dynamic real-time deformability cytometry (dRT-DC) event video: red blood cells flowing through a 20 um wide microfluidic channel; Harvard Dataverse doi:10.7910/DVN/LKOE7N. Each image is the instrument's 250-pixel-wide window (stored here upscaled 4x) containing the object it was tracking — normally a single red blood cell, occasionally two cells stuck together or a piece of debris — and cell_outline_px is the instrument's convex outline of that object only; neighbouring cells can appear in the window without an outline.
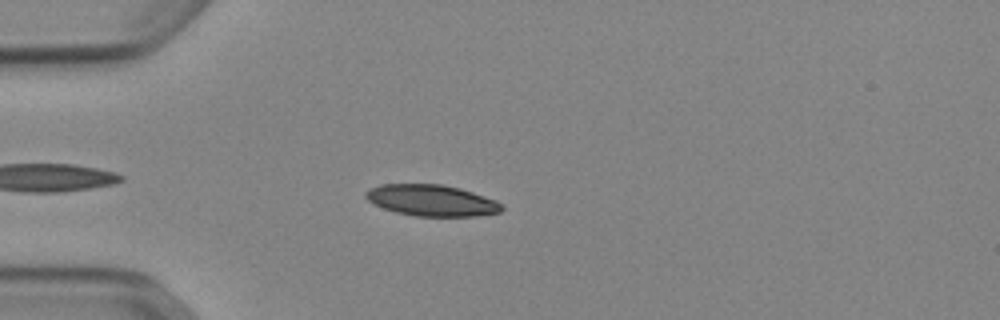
{"species": "Egyptian fruit bat (a non-hibernating species)", "species_latin": "Rousettus aegyptiacus", "temperature_condition": "cold", "stored_images_in_passage": 34, "camera_frame_rate_fps": 3000, "um_per_image_px": 0.085, "animal": {"sex": "female"}, "frame": {"image": 1, "passage_image": 1, "time_ms": 0.0, "image_size_px": [1000, 320], "cell_outline_px": [[504, 208], [500, 212], [476, 216], [416, 216], [396, 212], [384, 208], [368, 200], [364, 196], [364, 192], [380, 184], [440, 184], [460, 188], [496, 200], [504, 204]], "centroid_in_image_um": [36.72, 17.03], "position_along_channel_um": 48.3, "area_um2": 24.74}}
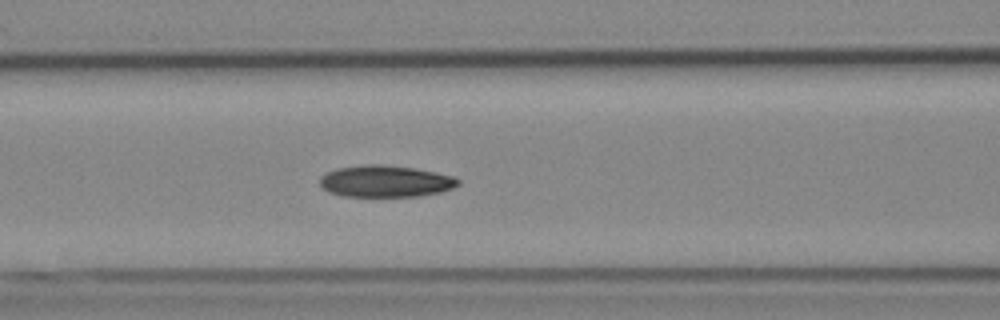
{"frame": {"image": 2, "passage_image": 9, "time_ms": 2.667, "image_size_px": [1000, 320], "cell_outline_px": [[460, 184], [452, 188], [440, 192], [420, 196], [344, 196], [328, 192], [320, 184], [320, 176], [336, 168], [364, 164], [380, 164], [412, 168], [436, 172], [456, 176], [460, 180]], "centroid_in_image_um": [32.78, 15.4], "position_along_channel_um": 133.8, "area_um2": 25.61}}
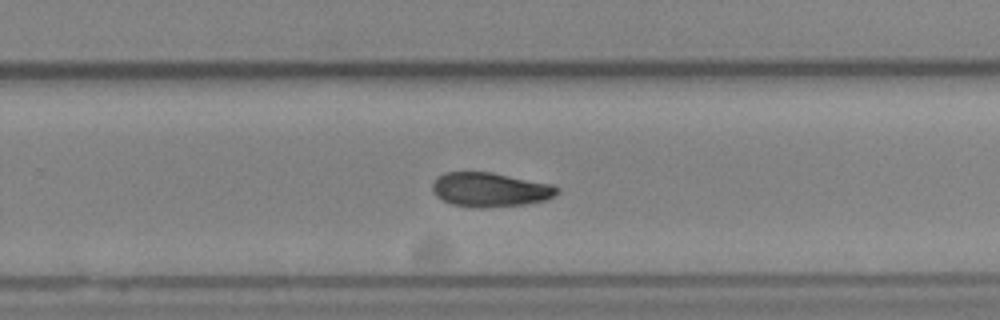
{"frame": {"image": 3, "passage_image": 21, "time_ms": 6.667, "image_size_px": [1000, 320], "cell_outline_px": [[560, 192], [556, 196], [548, 200], [524, 204], [484, 208], [480, 208], [452, 204], [436, 196], [432, 188], [432, 184], [436, 176], [444, 172], [492, 172], [552, 184], [560, 188]], "centroid_in_image_um": [41.69, 16.11], "position_along_channel_um": 288.1, "area_um2": 25.14}}